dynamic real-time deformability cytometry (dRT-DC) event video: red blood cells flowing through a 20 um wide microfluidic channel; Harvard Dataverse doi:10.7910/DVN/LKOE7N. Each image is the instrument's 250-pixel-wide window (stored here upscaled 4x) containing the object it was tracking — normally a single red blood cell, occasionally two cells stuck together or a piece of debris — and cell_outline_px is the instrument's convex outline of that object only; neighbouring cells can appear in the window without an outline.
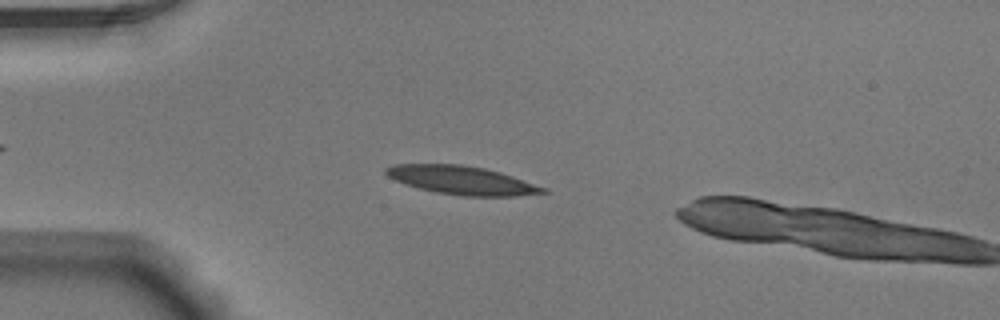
{"species": "Egyptian fruit bat (a non-hibernating species)", "species_latin": "Rousettus aegyptiacus", "temperature_condition": "warm", "stored_images_in_passage": 12, "camera_frame_rate_fps": 3000, "um_per_image_px": 0.085, "animal": {"sex": "male"}, "frame": {"image": 1, "passage_image": 10, "time_ms": 3.0, "image_size_px": [1000, 320], "cell_outline_px": [[548, 192], [516, 196], [460, 196], [436, 192], [404, 184], [388, 176], [384, 172], [384, 168], [396, 164], [460, 164], [484, 168], [500, 172], [548, 188]], "centroid_in_image_um": [39.26, 15.32], "position_along_channel_um": 45.7, "area_um2": 26.01}}